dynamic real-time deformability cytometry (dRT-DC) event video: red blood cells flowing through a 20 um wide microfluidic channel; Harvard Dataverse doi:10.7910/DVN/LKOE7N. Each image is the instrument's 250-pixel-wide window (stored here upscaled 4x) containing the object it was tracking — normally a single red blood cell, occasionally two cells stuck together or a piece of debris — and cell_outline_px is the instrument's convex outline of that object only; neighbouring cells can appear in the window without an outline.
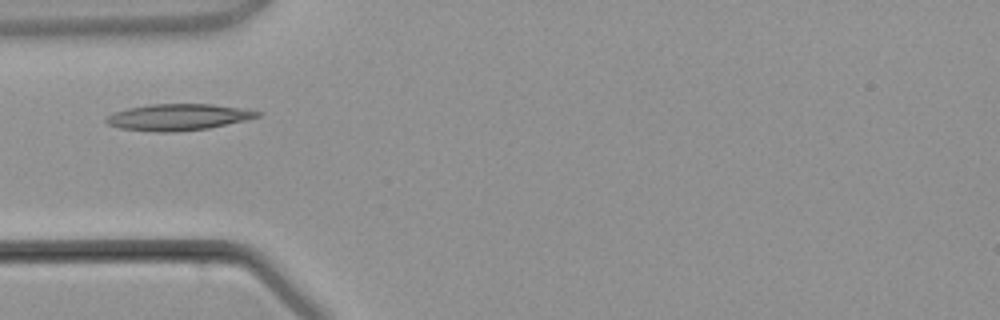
{"species": "common noctule bat (a hibernating species)", "species_latin": "Nyctalus noctula", "temperature_condition": "warm", "stored_images_in_passage": 1, "camera_frame_rate_fps": 3000, "um_per_image_px": 0.085, "animal": {"sex": "male", "body_mass_g": 21.5, "forearm_length_mm": 52.0}, "frame": {"image": 1, "passage_image": 1, "time_ms": 0.0, "image_size_px": [1000, 320], "cell_outline_px": [[264, 112], [260, 116], [244, 120], [208, 128], [172, 132], [156, 132], [120, 128], [108, 124], [104, 120], [108, 116], [116, 112], [128, 108], [152, 104], [212, 104], [240, 108]], "centroid_in_image_um": [15.15, 9.95], "position_along_channel_um": 69.9, "area_um2": 23.0}}